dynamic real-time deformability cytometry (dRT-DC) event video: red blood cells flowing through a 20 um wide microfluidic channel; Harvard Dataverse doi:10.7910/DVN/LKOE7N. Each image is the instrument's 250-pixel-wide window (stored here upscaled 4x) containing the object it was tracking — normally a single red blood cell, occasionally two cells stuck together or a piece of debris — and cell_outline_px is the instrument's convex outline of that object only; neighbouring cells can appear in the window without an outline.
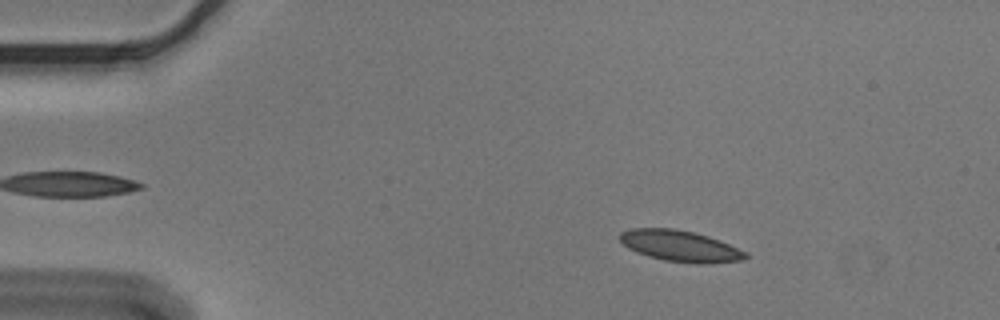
{"species": "Egyptian fruit bat (a non-hibernating species)", "species_latin": "Rousettus aegyptiacus", "temperature_condition": "cold", "stored_images_in_passage": 4, "camera_frame_rate_fps": 3000, "um_per_image_px": 0.085, "animal": {"sex": "male"}, "frame": {"image": 1, "passage_image": 2, "time_ms": 0.333, "image_size_px": [1000, 320], "cell_outline_px": [[748, 256], [744, 260], [700, 264], [696, 264], [664, 260], [648, 256], [636, 252], [628, 248], [620, 240], [620, 232], [632, 228], [676, 228], [708, 236], [720, 240], [744, 252]], "centroid_in_image_um": [57.78, 20.91], "position_along_channel_um": 27.2, "area_um2": 22.66}}